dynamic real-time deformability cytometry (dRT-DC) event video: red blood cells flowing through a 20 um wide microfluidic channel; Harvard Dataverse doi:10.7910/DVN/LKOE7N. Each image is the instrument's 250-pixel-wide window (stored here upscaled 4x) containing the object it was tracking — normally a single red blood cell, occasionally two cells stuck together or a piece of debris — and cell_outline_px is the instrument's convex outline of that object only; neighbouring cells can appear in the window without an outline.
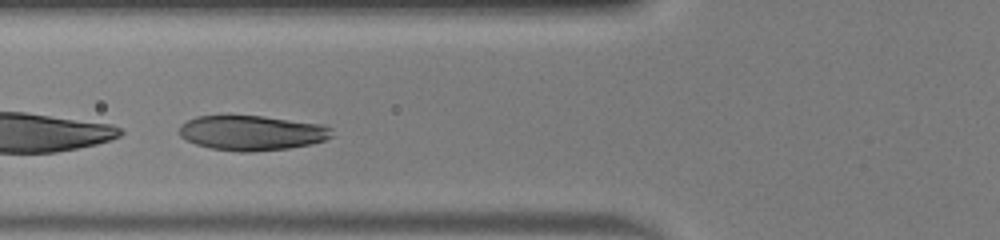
{"species": "human", "species_latin": "Homo sapiens", "temperature_condition": "warm", "stored_images_in_passage": 30, "camera_frame_rate_fps": 3000, "um_per_image_px": 0.085, "donor": {"sex": "male"}, "frame": {"image": 1, "passage_image": 7, "time_ms": 2.0, "image_size_px": [1000, 240], "cell_outline_px": [[332, 136], [324, 140], [312, 144], [288, 148], [252, 152], [240, 152], [212, 148], [196, 144], [180, 136], [180, 124], [196, 116], [264, 116], [324, 124], [332, 128]], "centroid_in_image_um": [21.44, 11.29], "position_along_channel_um": 104.4, "area_um2": 31.04}}
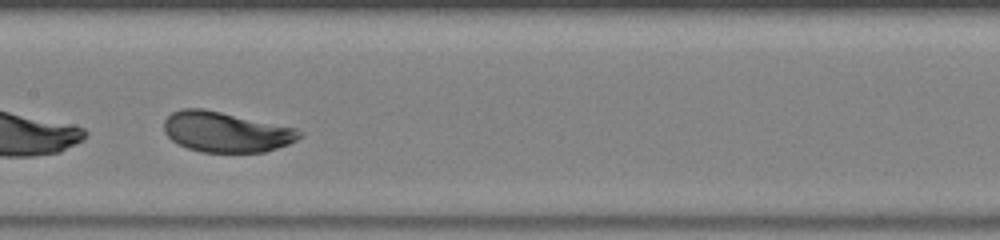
{"frame": {"image": 2, "passage_image": 13, "time_ms": 4.0, "image_size_px": [1000, 240], "cell_outline_px": [[304, 136], [288, 144], [264, 152], [200, 152], [188, 148], [172, 140], [164, 132], [164, 120], [172, 112], [184, 108], [204, 108], [296, 128], [304, 132]], "centroid_in_image_um": [19.22, 11.21], "position_along_channel_um": 188.2, "area_um2": 31.85}}
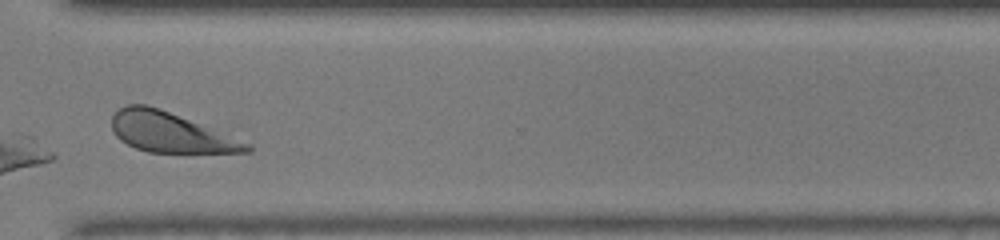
{"frame": {"image": 3, "passage_image": 25, "time_ms": 8.0, "image_size_px": [1000, 240], "cell_outline_px": [[252, 152], [148, 152], [136, 148], [120, 140], [112, 132], [112, 116], [120, 108], [128, 104], [144, 104], [160, 108], [252, 144]], "centroid_in_image_um": [14.46, 11.25], "position_along_channel_um": 356.1, "area_um2": 31.1}, "authors_computed_cell_mechanics": {"area_um2": 31.7033, "velocity_mm_per_s": 4.187, "shape_relaxation_time_tau1_ms": 0.6375, "shape_relaxation_time_tau2_ms": null, "deformation_change_tau1": 0.2634, "deformation_change_tau2": null}}